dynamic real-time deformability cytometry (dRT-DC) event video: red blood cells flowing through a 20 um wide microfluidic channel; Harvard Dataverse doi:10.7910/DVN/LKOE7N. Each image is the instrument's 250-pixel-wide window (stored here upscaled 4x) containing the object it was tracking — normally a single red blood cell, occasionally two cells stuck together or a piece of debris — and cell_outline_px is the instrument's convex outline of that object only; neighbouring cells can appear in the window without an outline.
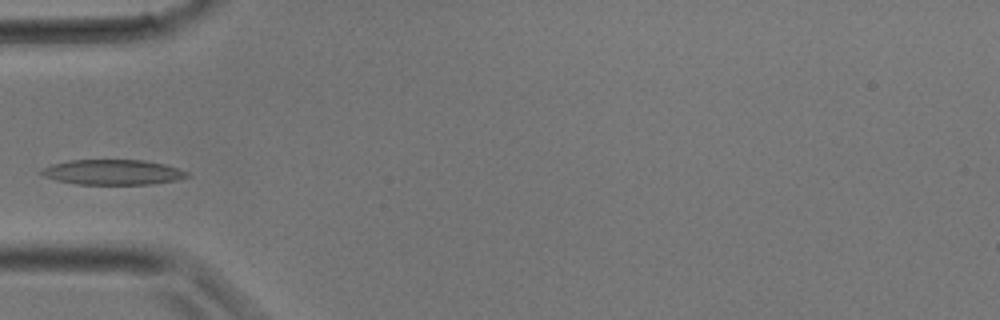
{"species": "common noctule bat (a hibernating species)", "species_latin": "Nyctalus noctula", "temperature_condition": "room temperature", "stored_images_in_passage": 31, "camera_frame_rate_fps": 3000, "um_per_image_px": 0.085, "animal": {"sex": "male", "body_mass_g": 17.9}, "frame": {"image": 1, "passage_image": 9, "time_ms": 2.667, "image_size_px": [1000, 320], "cell_outline_px": [[188, 176], [176, 180], [152, 184], [76, 184], [56, 180], [44, 176], [40, 172], [44, 168], [52, 164], [68, 160], [144, 160], [164, 164], [180, 168], [188, 172]], "centroid_in_image_um": [9.6, 14.63], "position_along_channel_um": 75.4, "area_um2": 21.27}}
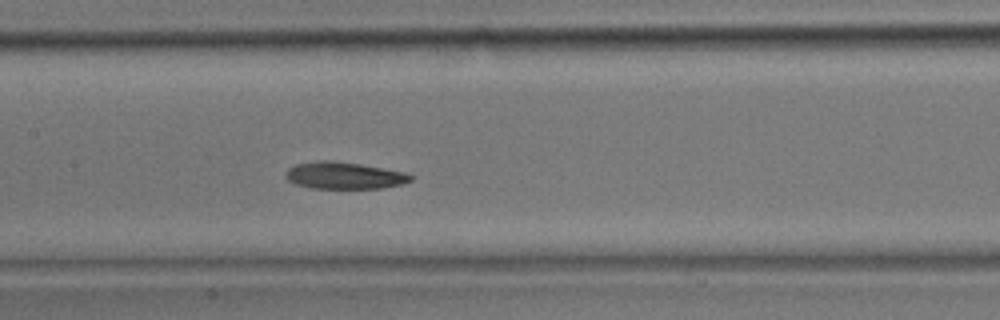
{"frame": {"image": 2, "passage_image": 14, "time_ms": 4.333, "image_size_px": [1000, 320], "cell_outline_px": [[412, 180], [400, 184], [380, 188], [312, 188], [296, 184], [288, 180], [284, 176], [284, 172], [288, 168], [296, 164], [320, 160], [332, 160], [360, 164], [404, 172], [412, 176]], "centroid_in_image_um": [29.2, 14.91], "position_along_channel_um": 178.2, "area_um2": 19.48}}
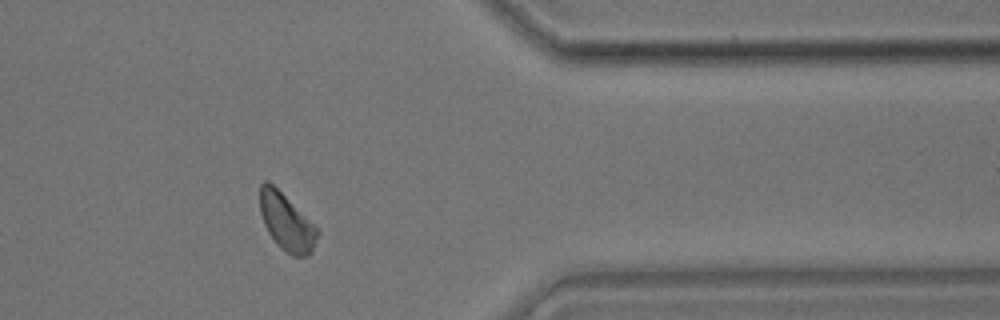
{"frame": {"image": 3, "passage_image": 25, "time_ms": 8.0, "image_size_px": [1000, 320], "cell_outline_px": [[320, 232], [312, 252], [308, 256], [292, 256], [280, 248], [268, 232], [264, 224], [260, 212], [260, 184], [264, 180], [268, 180]], "centroid_in_image_um": [24.33, 18.92], "position_along_channel_um": 387.1, "area_um2": 18.61}}